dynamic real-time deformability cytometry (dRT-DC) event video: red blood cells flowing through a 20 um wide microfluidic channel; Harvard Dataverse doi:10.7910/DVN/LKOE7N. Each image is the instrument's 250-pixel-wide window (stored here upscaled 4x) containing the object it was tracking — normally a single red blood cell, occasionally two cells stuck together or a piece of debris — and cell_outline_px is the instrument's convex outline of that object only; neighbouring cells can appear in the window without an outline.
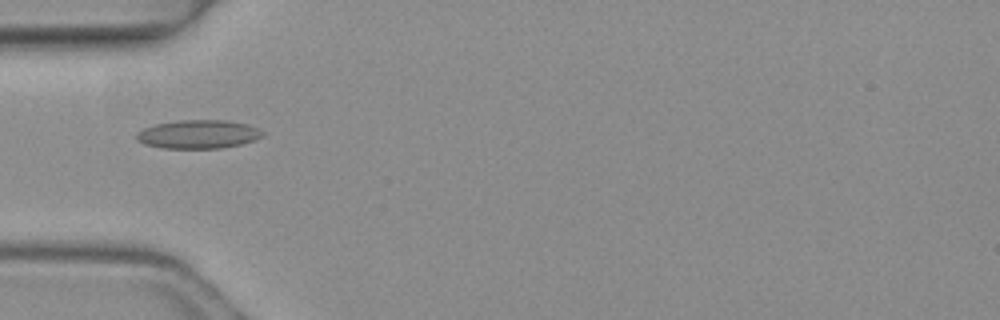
{"species": "common noctule bat (a hibernating species)", "species_latin": "Nyctalus noctula", "temperature_condition": "warm", "stored_images_in_passage": 1, "camera_frame_rate_fps": 3000, "um_per_image_px": 0.085, "animal": {"sex": "female", "body_mass_g": 19.3, "forearm_length_mm": 54.1}, "frame": {"image": 1, "passage_image": 1, "time_ms": 0.0, "image_size_px": [1000, 320], "cell_outline_px": [[264, 136], [240, 144], [224, 148], [160, 148], [144, 144], [136, 140], [136, 132], [144, 128], [156, 124], [180, 120], [224, 120], [248, 124], [264, 132]], "centroid_in_image_um": [16.82, 11.41], "position_along_channel_um": 68.2, "area_um2": 20.98}}